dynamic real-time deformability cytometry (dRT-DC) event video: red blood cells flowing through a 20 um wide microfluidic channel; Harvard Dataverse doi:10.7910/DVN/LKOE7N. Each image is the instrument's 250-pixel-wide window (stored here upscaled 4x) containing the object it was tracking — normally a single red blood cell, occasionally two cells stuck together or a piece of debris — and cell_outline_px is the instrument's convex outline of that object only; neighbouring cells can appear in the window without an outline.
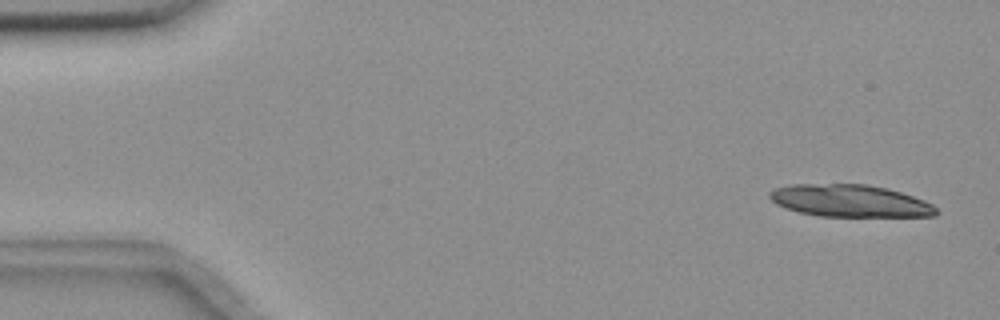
{"species": "common noctule bat (a hibernating species)", "species_latin": "Nyctalus noctula", "temperature_condition": "room temperature", "stored_images_in_passage": 3, "camera_frame_rate_fps": 3000, "um_per_image_px": 0.085, "animal": {"sex": "female", "body_mass_g": 18.4}, "frame": {"image": 1, "passage_image": 1, "time_ms": 0.0, "image_size_px": [1000, 320], "cell_outline_px": [[940, 212], [936, 216], [816, 216], [784, 208], [776, 204], [768, 196], [768, 192], [776, 188], [788, 184], [868, 184], [888, 188], [924, 200], [932, 204]], "centroid_in_image_um": [72.23, 17.07], "position_along_channel_um": 12.8, "area_um2": 31.44}}